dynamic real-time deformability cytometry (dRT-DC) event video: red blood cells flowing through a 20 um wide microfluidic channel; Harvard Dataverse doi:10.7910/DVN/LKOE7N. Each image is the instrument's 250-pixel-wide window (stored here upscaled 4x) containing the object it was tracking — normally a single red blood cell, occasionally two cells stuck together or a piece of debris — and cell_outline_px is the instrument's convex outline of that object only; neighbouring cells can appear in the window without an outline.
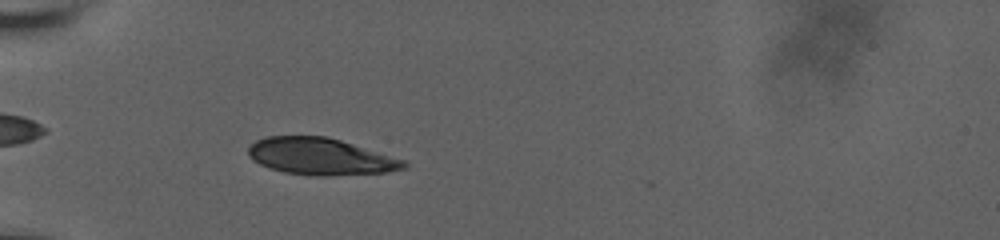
{"species": "human", "species_latin": "Homo sapiens", "temperature_condition": "room temperature", "stored_images_in_passage": 58, "camera_frame_rate_fps": 3000, "um_per_image_px": 0.085, "donor": {"sex": "male"}, "frame": {"image": 1, "passage_image": 34, "time_ms": 6.0, "image_size_px": [1000, 240], "cell_outline_px": [[408, 168], [384, 172], [324, 176], [316, 176], [284, 172], [268, 168], [252, 160], [248, 156], [248, 148], [256, 140], [264, 136], [324, 136], [340, 140], [404, 160], [408, 164]], "centroid_in_image_um": [27.2, 13.3], "position_along_channel_um": 57.8, "area_um2": 33.23}}
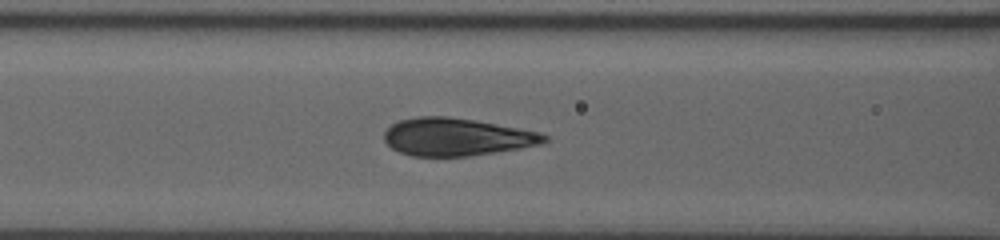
{"frame": {"image": 2, "passage_image": 49, "time_ms": 8.333, "image_size_px": [1000, 240], "cell_outline_px": [[548, 140], [540, 144], [520, 148], [472, 156], [412, 156], [400, 152], [392, 148], [384, 140], [384, 132], [392, 124], [400, 120], [420, 116], [444, 116], [472, 120], [496, 124], [540, 132], [548, 136]], "centroid_in_image_um": [38.8, 11.65], "position_along_channel_um": 127.8, "area_um2": 34.91}}
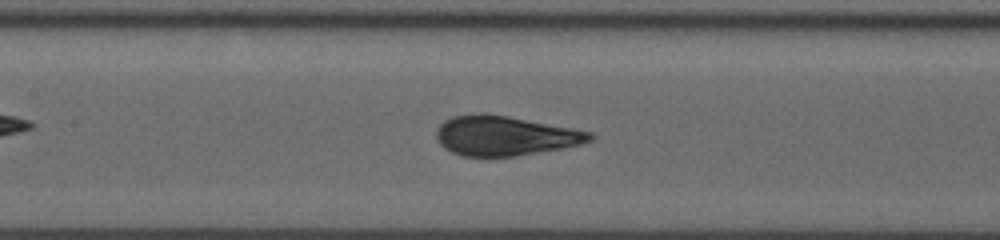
{"frame": {"image": 3, "passage_image": 56, "time_ms": 9.333, "image_size_px": [1000, 240], "cell_outline_px": [[596, 136], [592, 140], [580, 144], [564, 148], [516, 156], [464, 156], [452, 152], [444, 148], [436, 140], [436, 128], [444, 120], [452, 116], [480, 112], [484, 112], [508, 116], [572, 128], [592, 132]], "centroid_in_image_um": [42.89, 11.53], "position_along_channel_um": 164.5, "area_um2": 35.72}}